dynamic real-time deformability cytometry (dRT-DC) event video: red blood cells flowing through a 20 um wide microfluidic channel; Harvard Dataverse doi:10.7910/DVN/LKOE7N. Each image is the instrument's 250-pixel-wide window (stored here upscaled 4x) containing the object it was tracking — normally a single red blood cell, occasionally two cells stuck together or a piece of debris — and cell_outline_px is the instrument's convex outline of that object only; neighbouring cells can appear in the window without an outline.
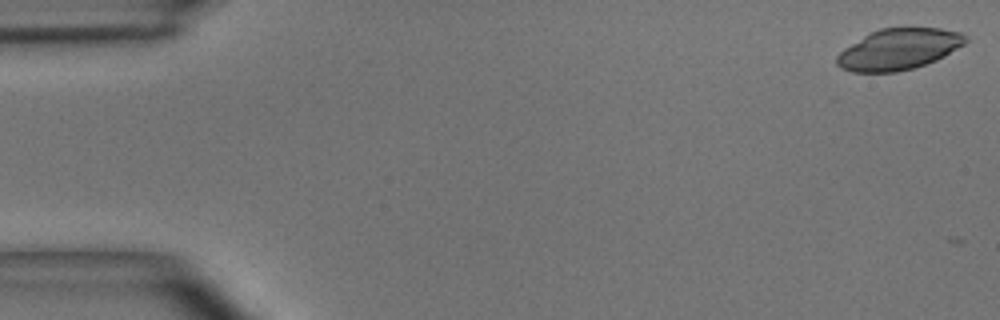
{"species": "common noctule bat (a hibernating species)", "species_latin": "Nyctalus noctula", "temperature_condition": "room temperature", "stored_images_in_passage": 7, "camera_frame_rate_fps": 3000, "um_per_image_px": 0.085, "animal": {"sex": "male", "body_mass_g": 15.6}, "frame": {"image": 1, "passage_image": 1, "time_ms": 0.0, "image_size_px": [1000, 320], "cell_outline_px": [[968, 40], [964, 44], [944, 56], [936, 60], [912, 68], [896, 72], [852, 72], [840, 68], [836, 64], [836, 56], [844, 48], [864, 36], [880, 28], [940, 28], [960, 32], [968, 36]], "centroid_in_image_um": [76.38, 4.18], "position_along_channel_um": 8.6, "area_um2": 30.63}}